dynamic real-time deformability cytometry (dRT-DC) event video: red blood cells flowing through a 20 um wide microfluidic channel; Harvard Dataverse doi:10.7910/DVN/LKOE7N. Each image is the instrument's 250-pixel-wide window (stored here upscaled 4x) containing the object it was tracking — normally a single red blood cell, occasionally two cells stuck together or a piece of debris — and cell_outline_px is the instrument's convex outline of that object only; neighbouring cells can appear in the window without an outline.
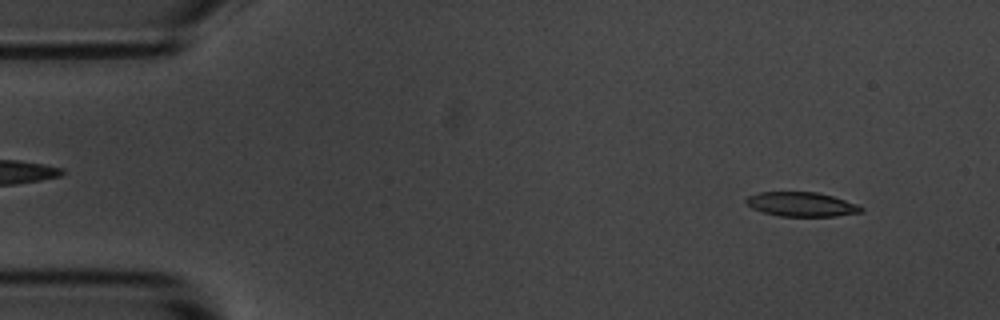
{"species": "common noctule bat (a hibernating species)", "species_latin": "Nyctalus noctula", "temperature_condition": "room temperature", "stored_images_in_passage": 53, "camera_frame_rate_fps": 3000, "um_per_image_px": 0.085, "animal": {"sex": "male", "body_mass_g": 20.1, "forearm_length_mm": 53.5}, "frame": {"image": 1, "passage_image": 4, "time_ms": 1.0, "image_size_px": [1000, 320], "cell_outline_px": [[864, 212], [836, 216], [780, 216], [764, 212], [752, 208], [744, 200], [748, 196], [760, 192], [816, 192], [832, 196], [860, 204], [864, 208]], "centroid_in_image_um": [68.18, 17.37], "position_along_channel_um": 16.8, "area_um2": 16.36}}
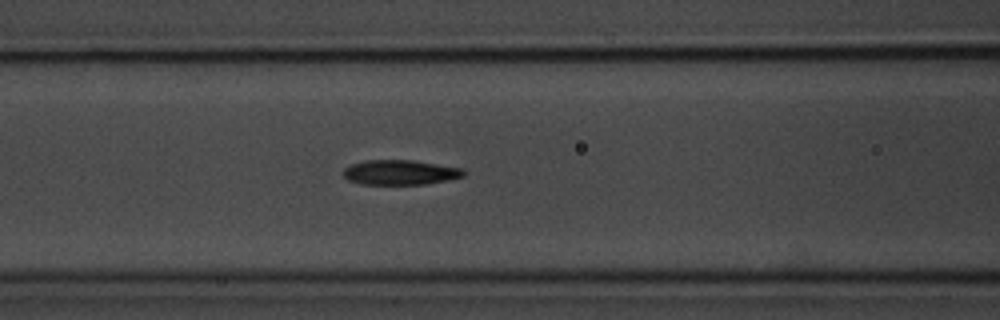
{"frame": {"image": 2, "passage_image": 21, "time_ms": 6.667, "image_size_px": [1000, 320], "cell_outline_px": [[468, 172], [464, 176], [448, 180], [424, 184], [360, 184], [348, 180], [340, 172], [344, 168], [352, 164], [368, 160], [412, 160], [460, 168]], "centroid_in_image_um": [33.99, 14.66], "position_along_channel_um": 132.6, "area_um2": 17.4}}
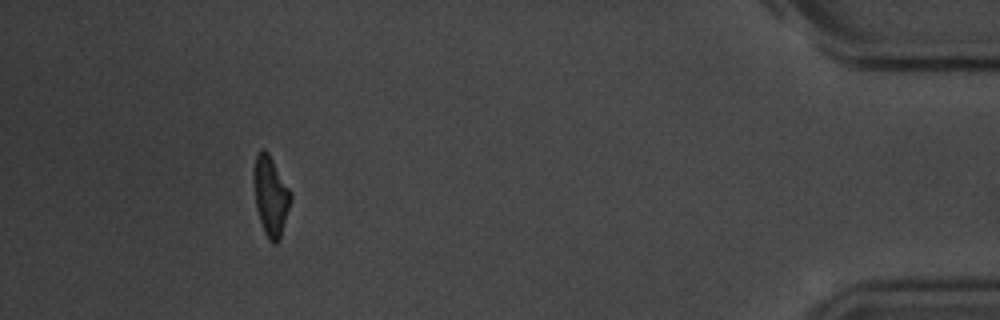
{"frame": {"image": 3, "passage_image": 49, "time_ms": 16.0, "image_size_px": [1000, 320], "cell_outline_px": [[292, 196], [280, 240], [276, 244], [272, 244], [268, 240], [264, 232], [256, 208], [252, 180], [252, 172], [256, 152], [260, 148], [264, 148], [268, 152], [292, 192]], "centroid_in_image_um": [22.98, 16.62], "position_along_channel_um": 412.2, "area_um2": 17.63}, "authors_computed_cell_mechanics": {"area_um2": 17.629, "velocity_mm_per_s": 3.6674, "shape_relaxation_time_tau1_ms": 3.3849, "shape_relaxation_time_tau2_ms": 3.3077, "deformation_change_tau1": 0.1376, "deformation_change_tau2": 0.1098}}